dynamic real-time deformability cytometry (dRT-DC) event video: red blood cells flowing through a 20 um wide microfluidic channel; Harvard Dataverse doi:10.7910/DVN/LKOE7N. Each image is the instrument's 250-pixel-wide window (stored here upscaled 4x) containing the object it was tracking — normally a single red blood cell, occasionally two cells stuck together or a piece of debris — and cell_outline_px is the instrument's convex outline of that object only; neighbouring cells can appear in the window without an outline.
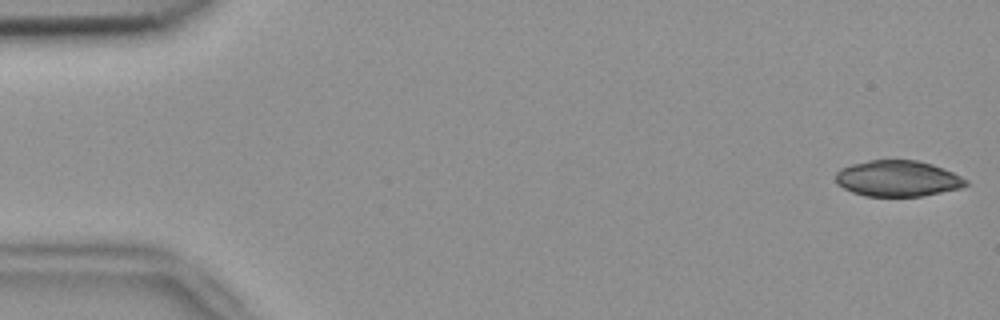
{"species": "common noctule bat (a hibernating species)", "species_latin": "Nyctalus noctula", "temperature_condition": "room temperature", "stored_images_in_passage": 53, "camera_frame_rate_fps": 3000, "um_per_image_px": 0.085, "animal": {"sex": "female", "body_mass_g": 18.4}, "frame": {"image": 1, "passage_image": 1, "time_ms": 0.0, "image_size_px": [1000, 320], "cell_outline_px": [[968, 184], [960, 188], [920, 196], [864, 196], [852, 192], [836, 184], [836, 172], [840, 168], [852, 164], [868, 160], [916, 160], [932, 164], [944, 168], [968, 180]], "centroid_in_image_um": [76.28, 15.17], "position_along_channel_um": 8.7, "area_um2": 27.28}}